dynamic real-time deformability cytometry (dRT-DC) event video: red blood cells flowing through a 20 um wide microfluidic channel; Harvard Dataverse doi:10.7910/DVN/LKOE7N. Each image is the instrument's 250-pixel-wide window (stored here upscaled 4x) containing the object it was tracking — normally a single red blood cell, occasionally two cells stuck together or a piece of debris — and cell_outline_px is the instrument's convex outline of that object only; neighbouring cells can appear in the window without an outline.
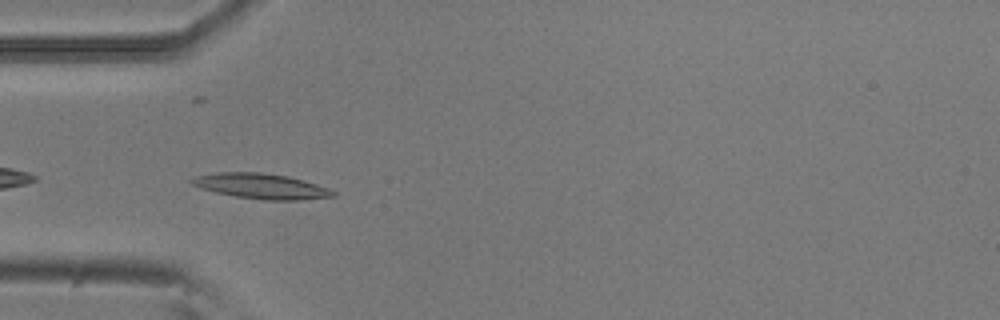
{"species": "common noctule bat (a hibernating species)", "species_latin": "Nyctalus noctula", "temperature_condition": "room temperature", "stored_images_in_passage": 39, "camera_frame_rate_fps": 3000, "um_per_image_px": 0.085, "animal": {"sex": "male", "body_mass_g": 20.5, "forearm_length_mm": 52.5}, "frame": {"image": 1, "passage_image": 2, "time_ms": 0.333, "image_size_px": [1000, 320], "cell_outline_px": [[336, 196], [300, 200], [264, 200], [236, 196], [216, 192], [200, 188], [192, 184], [188, 180], [196, 176], [216, 172], [260, 172], [288, 176], [316, 184], [328, 188], [336, 192]], "centroid_in_image_um": [22.19, 15.82], "position_along_channel_um": 62.8, "area_um2": 20.75}}
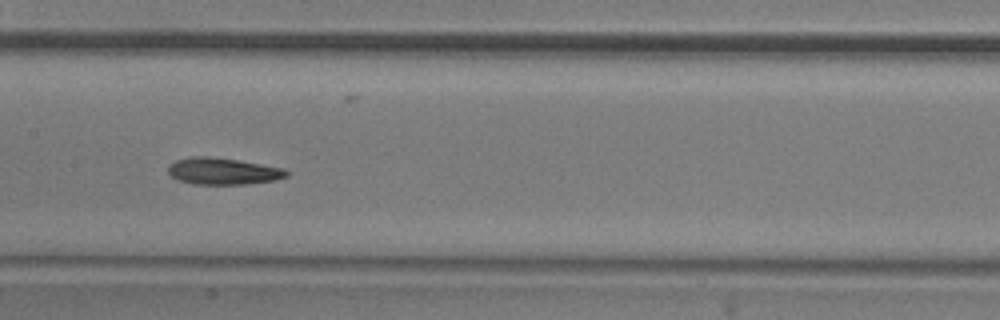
{"frame": {"image": 2, "passage_image": 12, "time_ms": 3.667, "image_size_px": [1000, 320], "cell_outline_px": [[288, 176], [276, 180], [248, 184], [196, 184], [176, 180], [168, 172], [168, 164], [176, 160], [192, 156], [204, 156], [236, 160], [284, 168], [288, 172]], "centroid_in_image_um": [18.93, 14.56], "position_along_channel_um": 188.5, "area_um2": 18.38}}
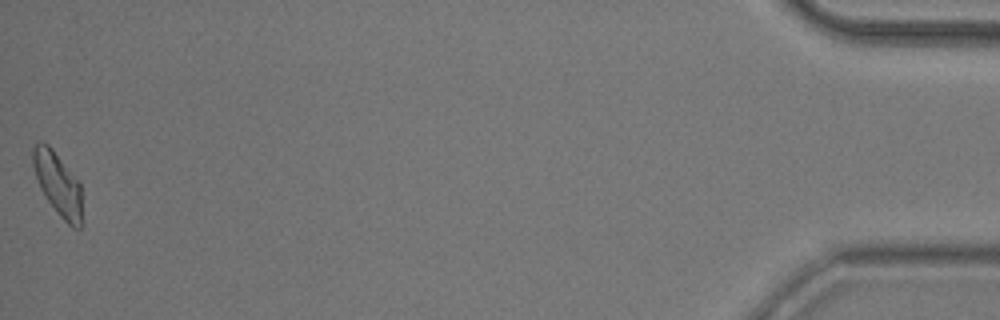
{"frame": {"image": 3, "passage_image": 39, "time_ms": 12.667, "image_size_px": [1000, 320], "cell_outline_px": [[84, 220], [80, 228], [72, 228], [56, 212], [40, 188], [32, 164], [32, 148], [36, 140], [40, 140], [48, 144], [52, 148], [80, 184]], "centroid_in_image_um": [4.93, 15.65], "position_along_channel_um": 430.3, "area_um2": 18.32}, "authors_computed_cell_mechanics": {"area_um2": 18.0914, "velocity_mm_per_s": 3.7699, "shape_relaxation_time_tau1_ms": 5.4116, "shape_relaxation_time_tau2_ms": 5.2278, "deformation_change_tau1": 0.1569, "deformation_change_tau2": 0.1247}}